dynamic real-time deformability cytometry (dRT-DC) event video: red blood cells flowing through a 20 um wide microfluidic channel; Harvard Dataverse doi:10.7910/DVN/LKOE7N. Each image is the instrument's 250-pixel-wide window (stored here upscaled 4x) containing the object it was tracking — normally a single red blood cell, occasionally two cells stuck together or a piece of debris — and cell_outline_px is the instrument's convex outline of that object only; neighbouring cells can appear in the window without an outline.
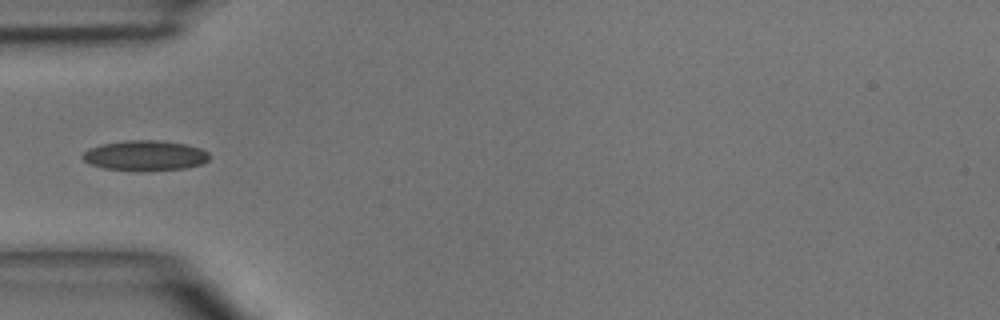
{"species": "common noctule bat (a hibernating species)", "species_latin": "Nyctalus noctula", "temperature_condition": "room temperature", "stored_images_in_passage": 5, "camera_frame_rate_fps": 3000, "um_per_image_px": 0.085, "animal": {"sex": "male", "body_mass_g": 15.6}, "frame": {"image": 1, "passage_image": 4, "time_ms": 3.667, "image_size_px": [1000, 320], "cell_outline_px": [[208, 160], [200, 164], [184, 168], [104, 168], [92, 164], [84, 160], [80, 156], [88, 148], [100, 144], [128, 140], [160, 140], [184, 144], [200, 148], [208, 152]], "centroid_in_image_um": [12.3, 13.16], "position_along_channel_um": 72.7, "area_um2": 21.27}}
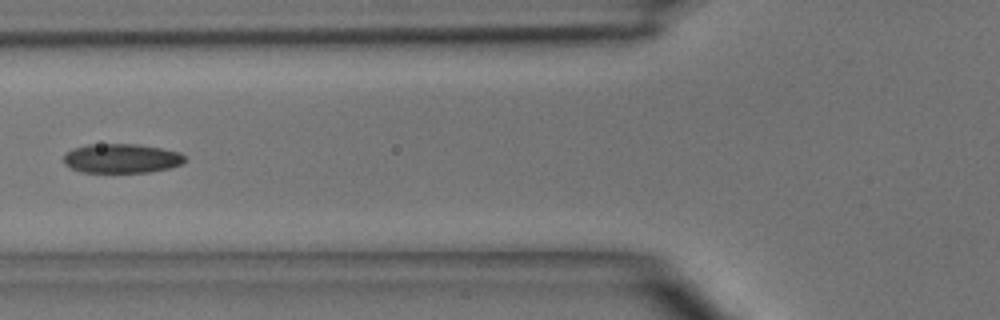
{"frame": {"image": 2, "passage_image": 5, "time_ms": 4.667, "image_size_px": [1000, 320], "cell_outline_px": [[184, 160], [180, 164], [168, 168], [148, 172], [80, 172], [64, 164], [64, 156], [72, 148], [88, 144], [136, 144], [160, 148], [180, 152], [184, 156]], "centroid_in_image_um": [10.3, 13.46], "position_along_channel_um": 115.5, "area_um2": 20.52}}